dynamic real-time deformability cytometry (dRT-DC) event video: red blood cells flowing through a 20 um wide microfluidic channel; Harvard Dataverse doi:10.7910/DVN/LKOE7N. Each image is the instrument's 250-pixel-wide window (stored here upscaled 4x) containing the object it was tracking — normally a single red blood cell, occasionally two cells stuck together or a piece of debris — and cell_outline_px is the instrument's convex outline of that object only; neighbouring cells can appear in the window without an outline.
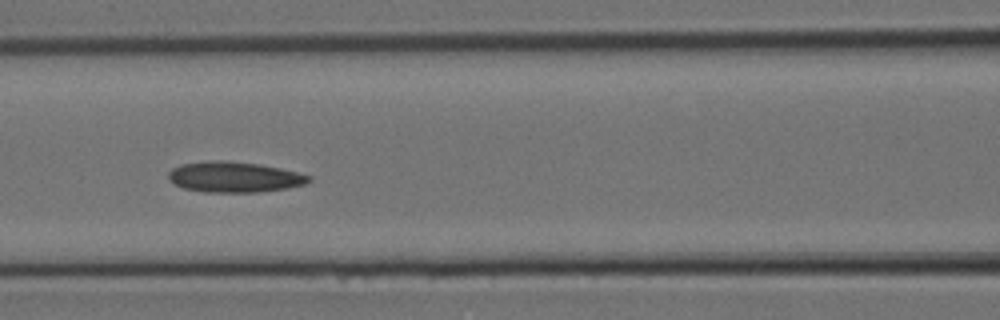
{"species": "Egyptian fruit bat (a non-hibernating species)", "species_latin": "Rousettus aegyptiacus", "temperature_condition": "room temperature", "stored_images_in_passage": 11, "segment_of_instrument_passage": [1, 2], "camera_frame_rate_fps": 3000, "um_per_image_px": 0.085, "animal": {"sex": "female"}, "frame": {"image": 1, "passage_image": 8, "time_ms": 2.333, "image_size_px": [1000, 320], "cell_outline_px": [[312, 180], [304, 184], [288, 188], [256, 192], [204, 192], [184, 188], [168, 180], [168, 172], [172, 168], [180, 164], [212, 160], [228, 160], [260, 164], [280, 168], [312, 176]], "centroid_in_image_um": [19.9, 15.04], "position_along_channel_um": 146.7, "area_um2": 25.14}}
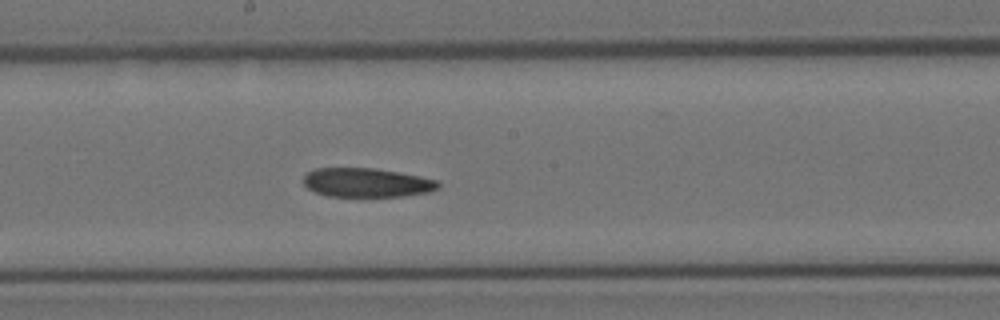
{"frame": {"image": 2, "passage_image": 10, "time_ms": 3.0, "image_size_px": [1000, 320], "cell_outline_px": [[440, 188], [428, 192], [404, 196], [328, 196], [316, 192], [308, 188], [304, 184], [304, 176], [308, 172], [316, 168], [376, 168], [420, 176], [436, 180], [440, 184]], "centroid_in_image_um": [31.19, 15.52], "position_along_channel_um": 217.0, "area_um2": 22.72}}